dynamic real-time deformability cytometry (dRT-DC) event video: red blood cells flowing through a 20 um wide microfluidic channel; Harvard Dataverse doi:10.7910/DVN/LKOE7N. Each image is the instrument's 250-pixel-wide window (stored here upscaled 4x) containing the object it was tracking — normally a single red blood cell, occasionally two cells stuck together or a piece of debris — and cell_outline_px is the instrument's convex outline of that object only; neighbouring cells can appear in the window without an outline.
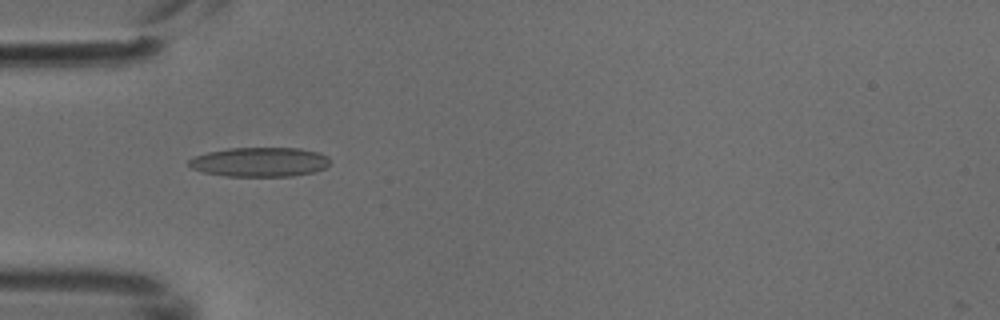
{"species": "common noctule bat (a hibernating species)", "species_latin": "Nyctalus noctula", "temperature_condition": "cold", "stored_images_in_passage": 2, "camera_frame_rate_fps": 3000, "um_per_image_px": 0.085, "animal": {"sex": "male", "body_mass_g": 18.8}, "frame": {"image": 1, "passage_image": 2, "time_ms": 0.333, "image_size_px": [1000, 320], "cell_outline_px": [[328, 164], [324, 168], [312, 172], [292, 176], [224, 176], [204, 172], [192, 168], [188, 164], [188, 160], [196, 156], [208, 152], [228, 148], [300, 148], [320, 152], [328, 156]], "centroid_in_image_um": [22.08, 13.76], "position_along_channel_um": 62.9, "area_um2": 24.1}}